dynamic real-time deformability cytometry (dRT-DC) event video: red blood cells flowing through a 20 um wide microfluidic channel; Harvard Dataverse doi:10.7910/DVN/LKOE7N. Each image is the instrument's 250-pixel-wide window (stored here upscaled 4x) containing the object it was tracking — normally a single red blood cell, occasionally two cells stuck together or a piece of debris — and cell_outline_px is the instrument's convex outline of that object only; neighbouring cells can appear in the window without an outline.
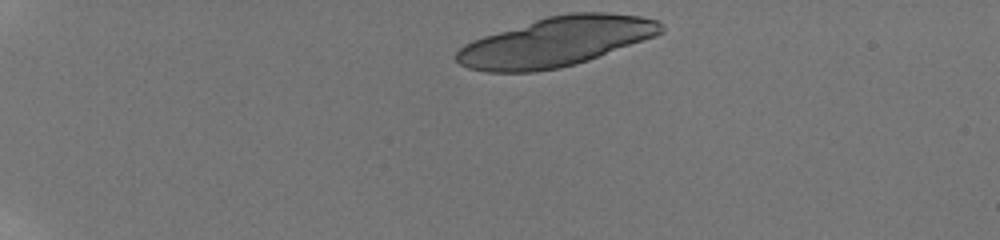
{"species": "human", "species_latin": "Homo sapiens", "temperature_condition": "room temperature", "stored_images_in_passage": 19, "segment_of_instrument_passage": [1, 2], "camera_frame_rate_fps": 3000, "um_per_image_px": 0.085, "donor": {"sex": "male"}, "frame": {"image": 1, "passage_image": 1, "time_ms": 0.0, "image_size_px": [1000, 240], "cell_outline_px": [[664, 32], [656, 36], [588, 60], [560, 68], [536, 72], [484, 72], [468, 68], [460, 64], [456, 60], [456, 52], [464, 44], [472, 40], [484, 36], [548, 16], [572, 12], [608, 12], [640, 16], [656, 20], [664, 24]], "centroid_in_image_um": [47.28, 3.55], "position_along_channel_um": 37.7, "area_um2": 58.72}}